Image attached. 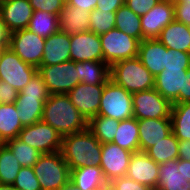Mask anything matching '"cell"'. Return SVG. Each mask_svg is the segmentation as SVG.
Returning <instances> with one entry per match:
<instances>
[{
  "label": "cell",
  "instance_id": "ee69618b",
  "mask_svg": "<svg viewBox=\"0 0 190 190\" xmlns=\"http://www.w3.org/2000/svg\"><path fill=\"white\" fill-rule=\"evenodd\" d=\"M18 93L19 92L8 82L0 80V97L2 104L15 103Z\"/></svg>",
  "mask_w": 190,
  "mask_h": 190
},
{
  "label": "cell",
  "instance_id": "d590c367",
  "mask_svg": "<svg viewBox=\"0 0 190 190\" xmlns=\"http://www.w3.org/2000/svg\"><path fill=\"white\" fill-rule=\"evenodd\" d=\"M4 144L13 152L22 167H33L42 154L18 138L8 140Z\"/></svg>",
  "mask_w": 190,
  "mask_h": 190
},
{
  "label": "cell",
  "instance_id": "816d5d0a",
  "mask_svg": "<svg viewBox=\"0 0 190 190\" xmlns=\"http://www.w3.org/2000/svg\"><path fill=\"white\" fill-rule=\"evenodd\" d=\"M177 167L183 178L190 181V161L177 159Z\"/></svg>",
  "mask_w": 190,
  "mask_h": 190
},
{
  "label": "cell",
  "instance_id": "d6986e66",
  "mask_svg": "<svg viewBox=\"0 0 190 190\" xmlns=\"http://www.w3.org/2000/svg\"><path fill=\"white\" fill-rule=\"evenodd\" d=\"M187 69L164 68L154 77V88L172 104L180 103V91H183L184 77Z\"/></svg>",
  "mask_w": 190,
  "mask_h": 190
},
{
  "label": "cell",
  "instance_id": "8fae6325",
  "mask_svg": "<svg viewBox=\"0 0 190 190\" xmlns=\"http://www.w3.org/2000/svg\"><path fill=\"white\" fill-rule=\"evenodd\" d=\"M9 47L23 62L38 68L42 62L45 38L25 28L10 33Z\"/></svg>",
  "mask_w": 190,
  "mask_h": 190
},
{
  "label": "cell",
  "instance_id": "52a82bcc",
  "mask_svg": "<svg viewBox=\"0 0 190 190\" xmlns=\"http://www.w3.org/2000/svg\"><path fill=\"white\" fill-rule=\"evenodd\" d=\"M104 62L111 66L117 61L134 58L138 55L140 41L117 28L99 35Z\"/></svg>",
  "mask_w": 190,
  "mask_h": 190
},
{
  "label": "cell",
  "instance_id": "836d02e7",
  "mask_svg": "<svg viewBox=\"0 0 190 190\" xmlns=\"http://www.w3.org/2000/svg\"><path fill=\"white\" fill-rule=\"evenodd\" d=\"M119 120L97 115L88 121V129L102 143H111L114 140Z\"/></svg>",
  "mask_w": 190,
  "mask_h": 190
},
{
  "label": "cell",
  "instance_id": "f1b7e54d",
  "mask_svg": "<svg viewBox=\"0 0 190 190\" xmlns=\"http://www.w3.org/2000/svg\"><path fill=\"white\" fill-rule=\"evenodd\" d=\"M112 143L132 153L140 151L138 119L120 121Z\"/></svg>",
  "mask_w": 190,
  "mask_h": 190
},
{
  "label": "cell",
  "instance_id": "e575fe53",
  "mask_svg": "<svg viewBox=\"0 0 190 190\" xmlns=\"http://www.w3.org/2000/svg\"><path fill=\"white\" fill-rule=\"evenodd\" d=\"M21 167L13 152L3 144L0 147V184H13Z\"/></svg>",
  "mask_w": 190,
  "mask_h": 190
},
{
  "label": "cell",
  "instance_id": "3957f363",
  "mask_svg": "<svg viewBox=\"0 0 190 190\" xmlns=\"http://www.w3.org/2000/svg\"><path fill=\"white\" fill-rule=\"evenodd\" d=\"M110 79L131 94L154 88V76L137 56L112 64Z\"/></svg>",
  "mask_w": 190,
  "mask_h": 190
},
{
  "label": "cell",
  "instance_id": "5b68a950",
  "mask_svg": "<svg viewBox=\"0 0 190 190\" xmlns=\"http://www.w3.org/2000/svg\"><path fill=\"white\" fill-rule=\"evenodd\" d=\"M98 115L119 121L133 118L132 94L109 79L100 99Z\"/></svg>",
  "mask_w": 190,
  "mask_h": 190
},
{
  "label": "cell",
  "instance_id": "8992f818",
  "mask_svg": "<svg viewBox=\"0 0 190 190\" xmlns=\"http://www.w3.org/2000/svg\"><path fill=\"white\" fill-rule=\"evenodd\" d=\"M37 73L44 80L50 94H68L80 83L76 62L72 60L56 65H40Z\"/></svg>",
  "mask_w": 190,
  "mask_h": 190
},
{
  "label": "cell",
  "instance_id": "db71d44e",
  "mask_svg": "<svg viewBox=\"0 0 190 190\" xmlns=\"http://www.w3.org/2000/svg\"><path fill=\"white\" fill-rule=\"evenodd\" d=\"M0 190H18L13 184H0Z\"/></svg>",
  "mask_w": 190,
  "mask_h": 190
},
{
  "label": "cell",
  "instance_id": "f5cc1de1",
  "mask_svg": "<svg viewBox=\"0 0 190 190\" xmlns=\"http://www.w3.org/2000/svg\"><path fill=\"white\" fill-rule=\"evenodd\" d=\"M60 190H80L72 181H68L65 185L61 187Z\"/></svg>",
  "mask_w": 190,
  "mask_h": 190
},
{
  "label": "cell",
  "instance_id": "d4e9b609",
  "mask_svg": "<svg viewBox=\"0 0 190 190\" xmlns=\"http://www.w3.org/2000/svg\"><path fill=\"white\" fill-rule=\"evenodd\" d=\"M49 96L18 95L15 104L17 116L23 126L41 121L43 106Z\"/></svg>",
  "mask_w": 190,
  "mask_h": 190
},
{
  "label": "cell",
  "instance_id": "bcb514c9",
  "mask_svg": "<svg viewBox=\"0 0 190 190\" xmlns=\"http://www.w3.org/2000/svg\"><path fill=\"white\" fill-rule=\"evenodd\" d=\"M123 4L125 0H98L96 9L116 12Z\"/></svg>",
  "mask_w": 190,
  "mask_h": 190
},
{
  "label": "cell",
  "instance_id": "ac0fdd59",
  "mask_svg": "<svg viewBox=\"0 0 190 190\" xmlns=\"http://www.w3.org/2000/svg\"><path fill=\"white\" fill-rule=\"evenodd\" d=\"M172 132L171 118L138 120L140 151L145 152Z\"/></svg>",
  "mask_w": 190,
  "mask_h": 190
},
{
  "label": "cell",
  "instance_id": "5bb4252c",
  "mask_svg": "<svg viewBox=\"0 0 190 190\" xmlns=\"http://www.w3.org/2000/svg\"><path fill=\"white\" fill-rule=\"evenodd\" d=\"M70 57L74 62L104 61L99 35L91 31L70 35Z\"/></svg>",
  "mask_w": 190,
  "mask_h": 190
},
{
  "label": "cell",
  "instance_id": "ab89813d",
  "mask_svg": "<svg viewBox=\"0 0 190 190\" xmlns=\"http://www.w3.org/2000/svg\"><path fill=\"white\" fill-rule=\"evenodd\" d=\"M18 95L49 96L44 80L36 73Z\"/></svg>",
  "mask_w": 190,
  "mask_h": 190
},
{
  "label": "cell",
  "instance_id": "603a6c76",
  "mask_svg": "<svg viewBox=\"0 0 190 190\" xmlns=\"http://www.w3.org/2000/svg\"><path fill=\"white\" fill-rule=\"evenodd\" d=\"M70 181L80 190H106L108 181L100 166H83L70 171Z\"/></svg>",
  "mask_w": 190,
  "mask_h": 190
},
{
  "label": "cell",
  "instance_id": "8d00e7d4",
  "mask_svg": "<svg viewBox=\"0 0 190 190\" xmlns=\"http://www.w3.org/2000/svg\"><path fill=\"white\" fill-rule=\"evenodd\" d=\"M115 28V12L93 9L90 12L89 31L101 35Z\"/></svg>",
  "mask_w": 190,
  "mask_h": 190
},
{
  "label": "cell",
  "instance_id": "f35d334b",
  "mask_svg": "<svg viewBox=\"0 0 190 190\" xmlns=\"http://www.w3.org/2000/svg\"><path fill=\"white\" fill-rule=\"evenodd\" d=\"M167 69H189L190 52L169 49L166 47V66Z\"/></svg>",
  "mask_w": 190,
  "mask_h": 190
},
{
  "label": "cell",
  "instance_id": "4fadbf2b",
  "mask_svg": "<svg viewBox=\"0 0 190 190\" xmlns=\"http://www.w3.org/2000/svg\"><path fill=\"white\" fill-rule=\"evenodd\" d=\"M131 156V151L112 142L102 144L100 167L108 183L115 178L126 176Z\"/></svg>",
  "mask_w": 190,
  "mask_h": 190
},
{
  "label": "cell",
  "instance_id": "681fc988",
  "mask_svg": "<svg viewBox=\"0 0 190 190\" xmlns=\"http://www.w3.org/2000/svg\"><path fill=\"white\" fill-rule=\"evenodd\" d=\"M178 159L190 161V140H179Z\"/></svg>",
  "mask_w": 190,
  "mask_h": 190
},
{
  "label": "cell",
  "instance_id": "6da1fadb",
  "mask_svg": "<svg viewBox=\"0 0 190 190\" xmlns=\"http://www.w3.org/2000/svg\"><path fill=\"white\" fill-rule=\"evenodd\" d=\"M42 121L62 137L88 128V121L72 104L67 94H50L43 106Z\"/></svg>",
  "mask_w": 190,
  "mask_h": 190
},
{
  "label": "cell",
  "instance_id": "277c9868",
  "mask_svg": "<svg viewBox=\"0 0 190 190\" xmlns=\"http://www.w3.org/2000/svg\"><path fill=\"white\" fill-rule=\"evenodd\" d=\"M42 190H60L70 180V169L60 151L41 154L33 166Z\"/></svg>",
  "mask_w": 190,
  "mask_h": 190
},
{
  "label": "cell",
  "instance_id": "7bdbcfd3",
  "mask_svg": "<svg viewBox=\"0 0 190 190\" xmlns=\"http://www.w3.org/2000/svg\"><path fill=\"white\" fill-rule=\"evenodd\" d=\"M161 0H125V4L138 16L149 12Z\"/></svg>",
  "mask_w": 190,
  "mask_h": 190
},
{
  "label": "cell",
  "instance_id": "680465c9",
  "mask_svg": "<svg viewBox=\"0 0 190 190\" xmlns=\"http://www.w3.org/2000/svg\"><path fill=\"white\" fill-rule=\"evenodd\" d=\"M6 1H9V0H0V4H1V3H4V2H6Z\"/></svg>",
  "mask_w": 190,
  "mask_h": 190
},
{
  "label": "cell",
  "instance_id": "f907efd6",
  "mask_svg": "<svg viewBox=\"0 0 190 190\" xmlns=\"http://www.w3.org/2000/svg\"><path fill=\"white\" fill-rule=\"evenodd\" d=\"M190 102V68L184 77L183 91H180V103Z\"/></svg>",
  "mask_w": 190,
  "mask_h": 190
},
{
  "label": "cell",
  "instance_id": "4dcf8cb0",
  "mask_svg": "<svg viewBox=\"0 0 190 190\" xmlns=\"http://www.w3.org/2000/svg\"><path fill=\"white\" fill-rule=\"evenodd\" d=\"M141 17L135 14L126 4L115 12V28L123 31L140 42L143 40Z\"/></svg>",
  "mask_w": 190,
  "mask_h": 190
},
{
  "label": "cell",
  "instance_id": "1f68e13d",
  "mask_svg": "<svg viewBox=\"0 0 190 190\" xmlns=\"http://www.w3.org/2000/svg\"><path fill=\"white\" fill-rule=\"evenodd\" d=\"M170 117L175 137L190 140V102L172 104Z\"/></svg>",
  "mask_w": 190,
  "mask_h": 190
},
{
  "label": "cell",
  "instance_id": "11a10c76",
  "mask_svg": "<svg viewBox=\"0 0 190 190\" xmlns=\"http://www.w3.org/2000/svg\"><path fill=\"white\" fill-rule=\"evenodd\" d=\"M161 1L168 2L171 4H176V3H179L181 0H161Z\"/></svg>",
  "mask_w": 190,
  "mask_h": 190
},
{
  "label": "cell",
  "instance_id": "484cf974",
  "mask_svg": "<svg viewBox=\"0 0 190 190\" xmlns=\"http://www.w3.org/2000/svg\"><path fill=\"white\" fill-rule=\"evenodd\" d=\"M177 167V160L159 164L156 190H190V181L183 178Z\"/></svg>",
  "mask_w": 190,
  "mask_h": 190
},
{
  "label": "cell",
  "instance_id": "60d3db41",
  "mask_svg": "<svg viewBox=\"0 0 190 190\" xmlns=\"http://www.w3.org/2000/svg\"><path fill=\"white\" fill-rule=\"evenodd\" d=\"M108 190H154L149 186L140 184L127 176L118 177L108 183Z\"/></svg>",
  "mask_w": 190,
  "mask_h": 190
},
{
  "label": "cell",
  "instance_id": "e0dca14e",
  "mask_svg": "<svg viewBox=\"0 0 190 190\" xmlns=\"http://www.w3.org/2000/svg\"><path fill=\"white\" fill-rule=\"evenodd\" d=\"M32 14L29 0H9L0 4V16L10 33L27 28Z\"/></svg>",
  "mask_w": 190,
  "mask_h": 190
},
{
  "label": "cell",
  "instance_id": "ba28073f",
  "mask_svg": "<svg viewBox=\"0 0 190 190\" xmlns=\"http://www.w3.org/2000/svg\"><path fill=\"white\" fill-rule=\"evenodd\" d=\"M37 68L23 62L10 48L1 50L0 54V80L8 82L18 92L34 77Z\"/></svg>",
  "mask_w": 190,
  "mask_h": 190
},
{
  "label": "cell",
  "instance_id": "44dd1931",
  "mask_svg": "<svg viewBox=\"0 0 190 190\" xmlns=\"http://www.w3.org/2000/svg\"><path fill=\"white\" fill-rule=\"evenodd\" d=\"M70 35L60 30L45 38L41 65H56L71 60Z\"/></svg>",
  "mask_w": 190,
  "mask_h": 190
},
{
  "label": "cell",
  "instance_id": "f546056e",
  "mask_svg": "<svg viewBox=\"0 0 190 190\" xmlns=\"http://www.w3.org/2000/svg\"><path fill=\"white\" fill-rule=\"evenodd\" d=\"M179 140L171 132L158 143L148 148L145 153L158 164L175 161L178 159Z\"/></svg>",
  "mask_w": 190,
  "mask_h": 190
},
{
  "label": "cell",
  "instance_id": "7dc6e473",
  "mask_svg": "<svg viewBox=\"0 0 190 190\" xmlns=\"http://www.w3.org/2000/svg\"><path fill=\"white\" fill-rule=\"evenodd\" d=\"M10 44V32L0 16V50L6 49Z\"/></svg>",
  "mask_w": 190,
  "mask_h": 190
},
{
  "label": "cell",
  "instance_id": "b9f144b4",
  "mask_svg": "<svg viewBox=\"0 0 190 190\" xmlns=\"http://www.w3.org/2000/svg\"><path fill=\"white\" fill-rule=\"evenodd\" d=\"M33 11H46L51 14L59 15L63 8L61 0H29Z\"/></svg>",
  "mask_w": 190,
  "mask_h": 190
},
{
  "label": "cell",
  "instance_id": "f6af8a7d",
  "mask_svg": "<svg viewBox=\"0 0 190 190\" xmlns=\"http://www.w3.org/2000/svg\"><path fill=\"white\" fill-rule=\"evenodd\" d=\"M175 20L190 25V5L189 3L179 2L174 4Z\"/></svg>",
  "mask_w": 190,
  "mask_h": 190
},
{
  "label": "cell",
  "instance_id": "7c38bea8",
  "mask_svg": "<svg viewBox=\"0 0 190 190\" xmlns=\"http://www.w3.org/2000/svg\"><path fill=\"white\" fill-rule=\"evenodd\" d=\"M105 84L78 83L67 95L72 104L89 121L98 115Z\"/></svg>",
  "mask_w": 190,
  "mask_h": 190
},
{
  "label": "cell",
  "instance_id": "4316f807",
  "mask_svg": "<svg viewBox=\"0 0 190 190\" xmlns=\"http://www.w3.org/2000/svg\"><path fill=\"white\" fill-rule=\"evenodd\" d=\"M23 125L17 116V106L15 103L0 105V140L5 143L15 139L23 129Z\"/></svg>",
  "mask_w": 190,
  "mask_h": 190
},
{
  "label": "cell",
  "instance_id": "d6a6232c",
  "mask_svg": "<svg viewBox=\"0 0 190 190\" xmlns=\"http://www.w3.org/2000/svg\"><path fill=\"white\" fill-rule=\"evenodd\" d=\"M27 29L42 38H47L60 30L58 15L46 11H33Z\"/></svg>",
  "mask_w": 190,
  "mask_h": 190
},
{
  "label": "cell",
  "instance_id": "7a4b0ae2",
  "mask_svg": "<svg viewBox=\"0 0 190 190\" xmlns=\"http://www.w3.org/2000/svg\"><path fill=\"white\" fill-rule=\"evenodd\" d=\"M102 143L87 128L62 137L61 154L70 171L83 166H100Z\"/></svg>",
  "mask_w": 190,
  "mask_h": 190
},
{
  "label": "cell",
  "instance_id": "c3c4849f",
  "mask_svg": "<svg viewBox=\"0 0 190 190\" xmlns=\"http://www.w3.org/2000/svg\"><path fill=\"white\" fill-rule=\"evenodd\" d=\"M98 0H71L69 6L81 8V10L92 11L96 8Z\"/></svg>",
  "mask_w": 190,
  "mask_h": 190
},
{
  "label": "cell",
  "instance_id": "6f0895ef",
  "mask_svg": "<svg viewBox=\"0 0 190 190\" xmlns=\"http://www.w3.org/2000/svg\"><path fill=\"white\" fill-rule=\"evenodd\" d=\"M180 2L189 3L190 5V0H181Z\"/></svg>",
  "mask_w": 190,
  "mask_h": 190
},
{
  "label": "cell",
  "instance_id": "9a60e30c",
  "mask_svg": "<svg viewBox=\"0 0 190 190\" xmlns=\"http://www.w3.org/2000/svg\"><path fill=\"white\" fill-rule=\"evenodd\" d=\"M174 19V4L160 1L149 12L141 16L143 39H157L160 32Z\"/></svg>",
  "mask_w": 190,
  "mask_h": 190
},
{
  "label": "cell",
  "instance_id": "ffe728a7",
  "mask_svg": "<svg viewBox=\"0 0 190 190\" xmlns=\"http://www.w3.org/2000/svg\"><path fill=\"white\" fill-rule=\"evenodd\" d=\"M137 57L150 73L156 77L166 66V46L158 39H143L139 43Z\"/></svg>",
  "mask_w": 190,
  "mask_h": 190
},
{
  "label": "cell",
  "instance_id": "7402d4cb",
  "mask_svg": "<svg viewBox=\"0 0 190 190\" xmlns=\"http://www.w3.org/2000/svg\"><path fill=\"white\" fill-rule=\"evenodd\" d=\"M90 12L64 5L58 15L60 31L68 35L89 31Z\"/></svg>",
  "mask_w": 190,
  "mask_h": 190
},
{
  "label": "cell",
  "instance_id": "74e56055",
  "mask_svg": "<svg viewBox=\"0 0 190 190\" xmlns=\"http://www.w3.org/2000/svg\"><path fill=\"white\" fill-rule=\"evenodd\" d=\"M13 185L18 190H42L33 167H21Z\"/></svg>",
  "mask_w": 190,
  "mask_h": 190
},
{
  "label": "cell",
  "instance_id": "83f0119b",
  "mask_svg": "<svg viewBox=\"0 0 190 190\" xmlns=\"http://www.w3.org/2000/svg\"><path fill=\"white\" fill-rule=\"evenodd\" d=\"M79 81L85 84H105L110 79V66L104 61L76 62Z\"/></svg>",
  "mask_w": 190,
  "mask_h": 190
},
{
  "label": "cell",
  "instance_id": "9c48e42d",
  "mask_svg": "<svg viewBox=\"0 0 190 190\" xmlns=\"http://www.w3.org/2000/svg\"><path fill=\"white\" fill-rule=\"evenodd\" d=\"M134 118H171L172 103L155 88L132 94Z\"/></svg>",
  "mask_w": 190,
  "mask_h": 190
},
{
  "label": "cell",
  "instance_id": "cb8c5ba5",
  "mask_svg": "<svg viewBox=\"0 0 190 190\" xmlns=\"http://www.w3.org/2000/svg\"><path fill=\"white\" fill-rule=\"evenodd\" d=\"M157 39L169 49L190 52L189 27L175 19L160 32Z\"/></svg>",
  "mask_w": 190,
  "mask_h": 190
},
{
  "label": "cell",
  "instance_id": "9f6ffc18",
  "mask_svg": "<svg viewBox=\"0 0 190 190\" xmlns=\"http://www.w3.org/2000/svg\"><path fill=\"white\" fill-rule=\"evenodd\" d=\"M61 2L63 3V5H69L71 0H61Z\"/></svg>",
  "mask_w": 190,
  "mask_h": 190
},
{
  "label": "cell",
  "instance_id": "2e32d148",
  "mask_svg": "<svg viewBox=\"0 0 190 190\" xmlns=\"http://www.w3.org/2000/svg\"><path fill=\"white\" fill-rule=\"evenodd\" d=\"M126 176L156 190L159 177V164L145 152H134L132 153Z\"/></svg>",
  "mask_w": 190,
  "mask_h": 190
},
{
  "label": "cell",
  "instance_id": "91938a15",
  "mask_svg": "<svg viewBox=\"0 0 190 190\" xmlns=\"http://www.w3.org/2000/svg\"><path fill=\"white\" fill-rule=\"evenodd\" d=\"M4 143L0 140V147L3 145Z\"/></svg>",
  "mask_w": 190,
  "mask_h": 190
},
{
  "label": "cell",
  "instance_id": "30bf717a",
  "mask_svg": "<svg viewBox=\"0 0 190 190\" xmlns=\"http://www.w3.org/2000/svg\"><path fill=\"white\" fill-rule=\"evenodd\" d=\"M17 138L42 154L61 150L62 136L51 125L42 120L24 126Z\"/></svg>",
  "mask_w": 190,
  "mask_h": 190
}]
</instances>
